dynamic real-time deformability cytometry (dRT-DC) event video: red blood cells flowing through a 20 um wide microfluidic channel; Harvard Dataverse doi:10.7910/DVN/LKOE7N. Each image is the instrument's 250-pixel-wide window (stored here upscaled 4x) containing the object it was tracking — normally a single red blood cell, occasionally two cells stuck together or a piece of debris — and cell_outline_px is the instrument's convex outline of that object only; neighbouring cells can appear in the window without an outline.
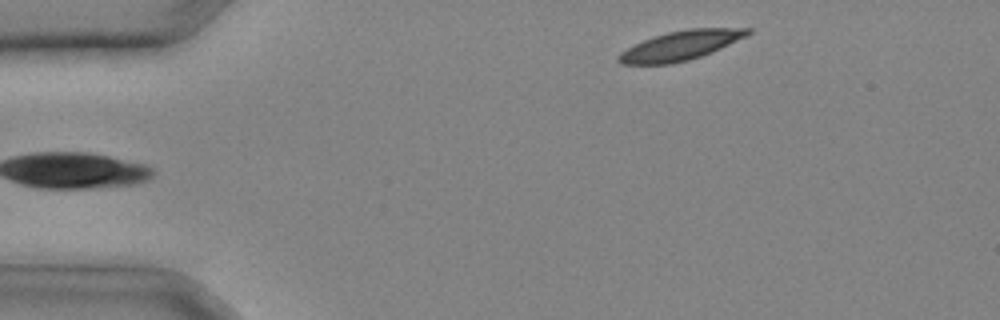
{"species": "common noctule bat (a hibernating species)", "species_latin": "Nyctalus noctula", "temperature_condition": "cold", "stored_images_in_passage": 24, "camera_frame_rate_fps": 3000, "um_per_image_px": 0.085, "animal": {"sex": "male", "body_mass_g": 20.4}, "frame": {"image": 1, "passage_image": 1, "time_ms": 0.0, "image_size_px": [1000, 320], "cell_outline_px": [[752, 32], [712, 52], [688, 60], [672, 64], [620, 64], [616, 60], [616, 56], [620, 52], [652, 36], [668, 32], [688, 28], [752, 28]], "centroid_in_image_um": [57.8, 3.87], "position_along_channel_um": 27.2, "area_um2": 21.91}}
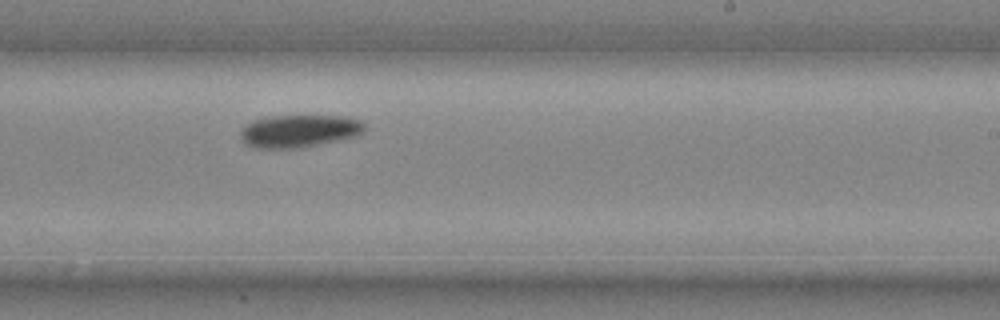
{"frame": {"image": 2, "passage_image": 16, "time_ms": 5.0, "image_size_px": [1000, 320], "cell_outline_px": [[364, 128], [360, 132], [352, 136], [336, 140], [300, 148], [256, 148], [248, 144], [240, 136], [240, 132], [244, 124], [256, 120], [272, 116], [348, 116], [360, 120], [364, 124]], "centroid_in_image_um": [25.39, 11.12], "position_along_channel_um": 263.6, "area_um2": 23.12}}
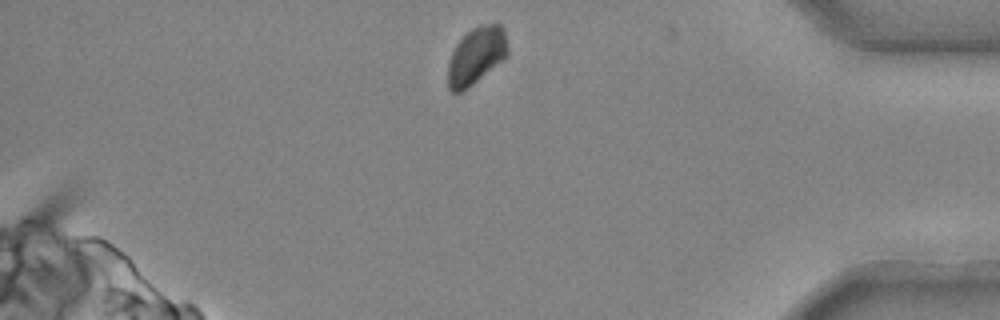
{"frame": {"image": 3, "passage_image": 24, "time_ms": 7.667, "image_size_px": [1000, 320], "cell_outline_px": [[508, 56], [504, 60], [472, 84], [460, 92], [452, 92], [448, 88], [448, 64], [452, 52], [456, 44], [472, 28], [480, 24], [500, 24], [504, 28], [508, 48]], "centroid_in_image_um": [40.5, 4.72], "position_along_channel_um": 394.7, "area_um2": 19.83}}